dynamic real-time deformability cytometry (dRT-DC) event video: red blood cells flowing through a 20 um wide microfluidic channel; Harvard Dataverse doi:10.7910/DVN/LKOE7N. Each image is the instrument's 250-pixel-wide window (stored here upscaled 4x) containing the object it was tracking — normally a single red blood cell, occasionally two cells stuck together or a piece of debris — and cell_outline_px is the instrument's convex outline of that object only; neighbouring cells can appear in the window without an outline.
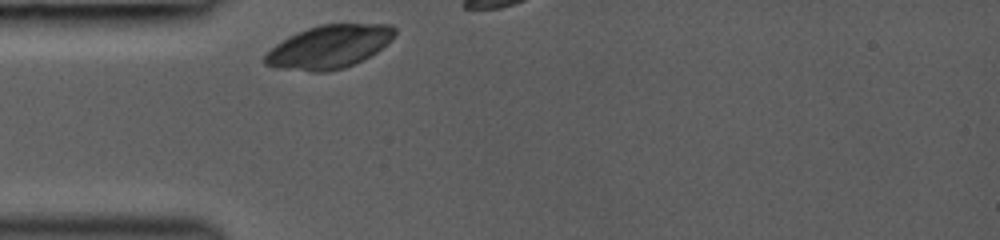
{"species": "common noctule bat (a hibernating species)", "species_latin": "Nyctalus noctula", "temperature_condition": "room temperature", "stored_images_in_passage": 5, "camera_frame_rate_fps": 3000, "um_per_image_px": 0.085, "animal": {"sex": "female", "body_mass_g": 19.0, "forearm_length_mm": 53.3}, "frame": {"image": 1, "passage_image": 1, "time_ms": 0.0, "image_size_px": [1000, 240], "cell_outline_px": [[396, 32], [392, 40], [376, 52], [364, 60], [344, 68], [328, 72], [312, 72], [276, 68], [264, 64], [264, 56], [276, 44], [288, 36], [296, 32], [320, 24], [392, 24], [396, 28]], "centroid_in_image_um": [27.98, 3.98], "position_along_channel_um": 57.0, "area_um2": 32.95}}